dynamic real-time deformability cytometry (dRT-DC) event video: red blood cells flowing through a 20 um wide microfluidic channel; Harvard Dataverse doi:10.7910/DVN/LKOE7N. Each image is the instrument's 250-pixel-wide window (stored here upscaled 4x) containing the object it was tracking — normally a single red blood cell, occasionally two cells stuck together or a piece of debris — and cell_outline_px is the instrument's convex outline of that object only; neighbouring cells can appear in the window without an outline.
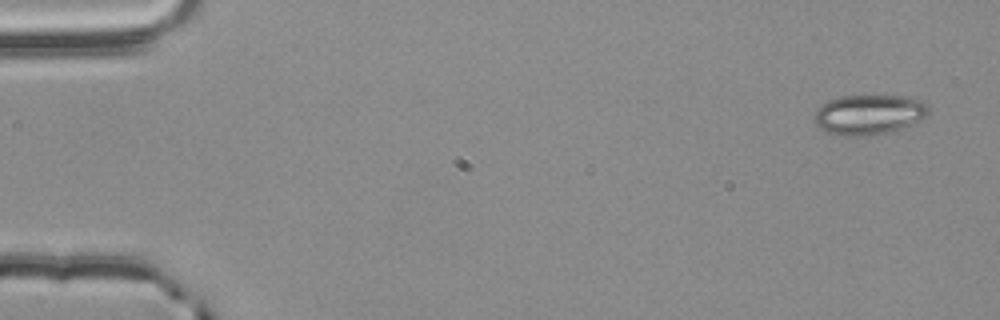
{"species": "common noctule bat (a hibernating species)", "species_latin": "Nyctalus noctula", "temperature_condition": "room temperature", "stored_images_in_passage": 53, "camera_frame_rate_fps": 3000, "um_per_image_px": 0.085, "animal": {"sex": "male", "body_mass_g": 20.4}, "frame": {"image": 1, "passage_image": 1, "time_ms": 0.0, "image_size_px": [1000, 320], "cell_outline_px": [[928, 112], [924, 116], [900, 128], [888, 132], [872, 136], [844, 136], [828, 132], [820, 128], [816, 124], [812, 116], [816, 108], [828, 100], [840, 96], [908, 96], [920, 100], [928, 108]], "centroid_in_image_um": [73.76, 9.73], "position_along_channel_um": 11.2, "area_um2": 26.41}}
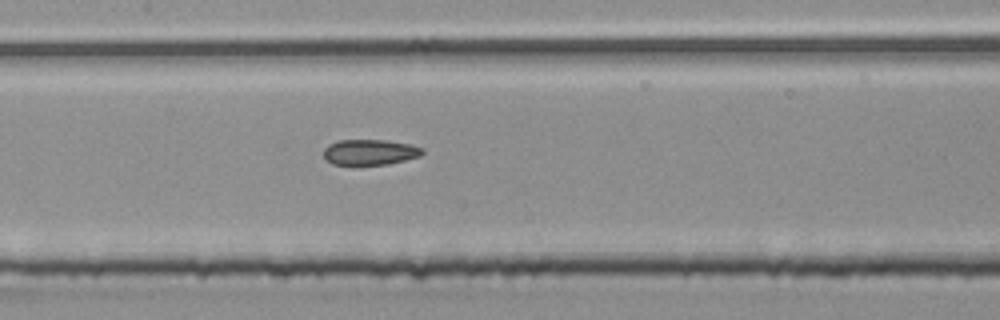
{"frame": {"image": 2, "passage_image": 25, "time_ms": 8.0, "image_size_px": [1000, 320], "cell_outline_px": [[424, 152], [420, 156], [388, 164], [356, 168], [352, 168], [332, 164], [324, 156], [324, 148], [328, 144], [340, 140], [384, 140], [408, 144], [420, 148]], "centroid_in_image_um": [31.36, 12.99], "position_along_channel_um": 176.0, "area_um2": 15.26}}
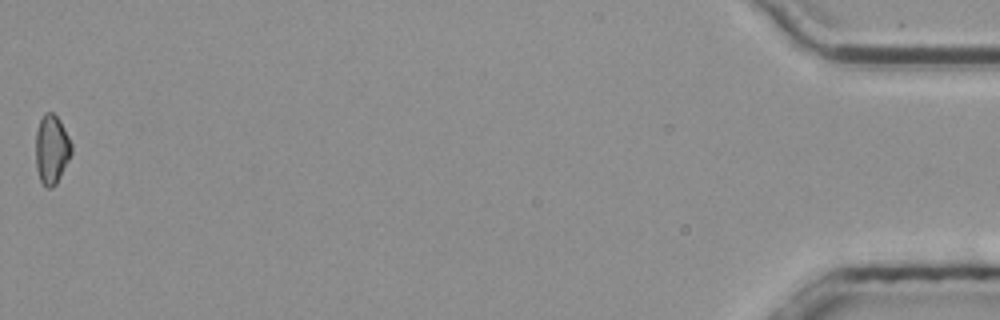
{"frame": {"image": 3, "passage_image": 53, "time_ms": 17.333, "image_size_px": [1000, 320], "cell_outline_px": [[72, 152], [56, 184], [52, 188], [48, 188], [40, 180], [36, 168], [36, 132], [40, 120], [44, 112], [52, 112], [60, 120], [72, 144]], "centroid_in_image_um": [4.38, 12.68], "position_along_channel_um": 430.8, "area_um2": 14.28}, "authors_computed_cell_mechanics": {"area_um2": 15.1436, "velocity_mm_per_s": 3.8481, "shape_relaxation_time_tau1_ms": null, "shape_relaxation_time_tau2_ms": 2.842, "deformation_change_tau1": null, "deformation_change_tau2": 0.0976}}